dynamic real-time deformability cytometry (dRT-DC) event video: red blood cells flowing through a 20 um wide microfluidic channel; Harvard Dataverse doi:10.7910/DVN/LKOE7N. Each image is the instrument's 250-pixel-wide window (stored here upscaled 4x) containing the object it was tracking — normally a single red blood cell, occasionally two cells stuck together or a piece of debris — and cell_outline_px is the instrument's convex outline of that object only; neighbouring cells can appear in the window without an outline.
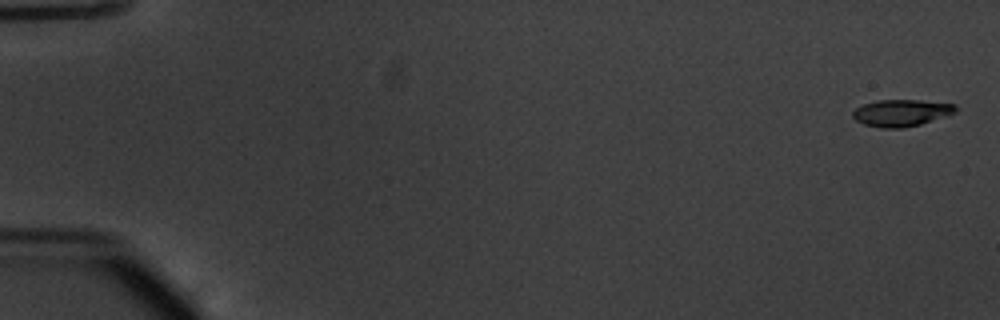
{"species": "common noctule bat (a hibernating species)", "species_latin": "Nyctalus noctula", "temperature_condition": "warm", "stored_images_in_passage": 54, "camera_frame_rate_fps": 3000, "um_per_image_px": 0.085, "animal": {"sex": "male", "body_mass_g": 20.1, "forearm_length_mm": 53.5}, "frame": {"image": 1, "passage_image": 1, "time_ms": 0.0, "image_size_px": [1000, 320], "cell_outline_px": [[956, 112], [920, 124], [904, 128], [880, 128], [864, 124], [856, 120], [852, 116], [852, 112], [856, 108], [864, 104], [876, 100], [920, 100], [956, 104]], "centroid_in_image_um": [76.59, 9.59], "position_along_channel_um": 8.4, "area_um2": 16.01}}
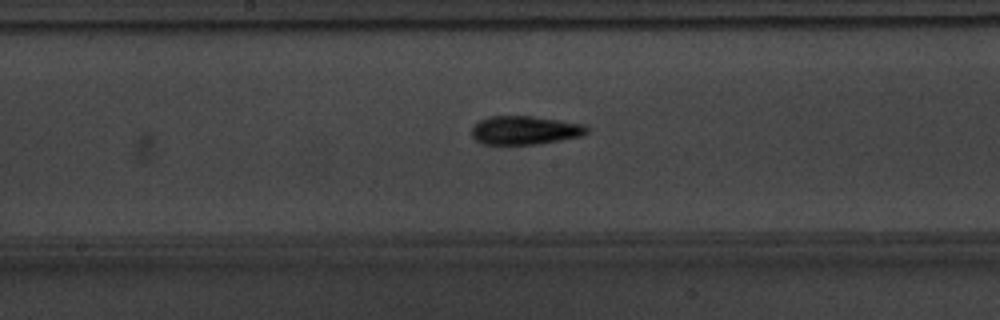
{"frame": {"image": 2, "passage_image": 29, "time_ms": 9.333, "image_size_px": [1000, 320], "cell_outline_px": [[588, 132], [584, 136], [536, 144], [484, 144], [476, 140], [472, 136], [472, 128], [480, 120], [488, 116], [532, 116], [560, 120], [584, 124], [588, 128]], "centroid_in_image_um": [44.64, 11.06], "position_along_channel_um": 203.6, "area_um2": 19.19}}
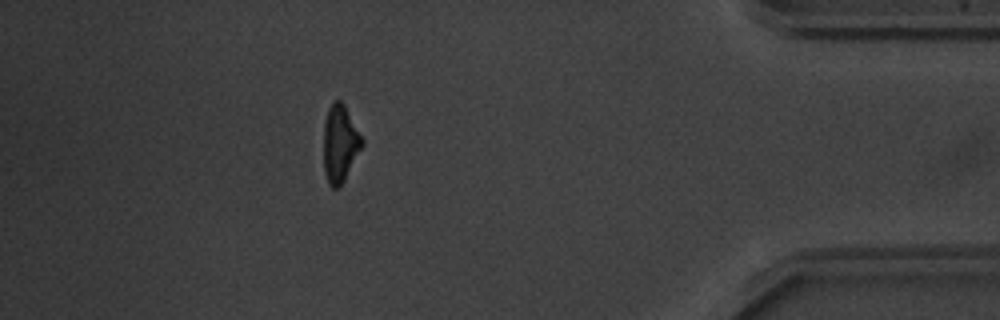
{"frame": {"image": 3, "passage_image": 48, "time_ms": 15.667, "image_size_px": [1000, 320], "cell_outline_px": [[364, 144], [340, 188], [332, 188], [328, 184], [324, 172], [324, 120], [328, 108], [332, 100], [340, 100], [344, 104], [364, 140]], "centroid_in_image_um": [28.9, 12.21], "position_along_channel_um": 406.3, "area_um2": 17.51}, "authors_computed_cell_mechanics": {"area_um2": 17.6868, "velocity_mm_per_s": 3.8394, "shape_relaxation_time_tau1_ms": 2.7991, "shape_relaxation_time_tau2_ms": 4.7033, "deformation_change_tau1": 0.1364, "deformation_change_tau2": 0.1507}}